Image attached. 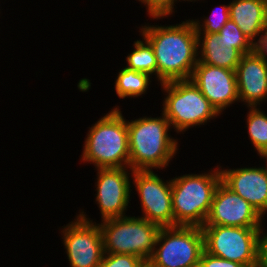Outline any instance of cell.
Returning <instances> with one entry per match:
<instances>
[{
  "label": "cell",
  "mask_w": 267,
  "mask_h": 267,
  "mask_svg": "<svg viewBox=\"0 0 267 267\" xmlns=\"http://www.w3.org/2000/svg\"><path fill=\"white\" fill-rule=\"evenodd\" d=\"M239 103L246 107H261L267 101V62L254 51L243 55L237 68Z\"/></svg>",
  "instance_id": "9a60e30c"
},
{
  "label": "cell",
  "mask_w": 267,
  "mask_h": 267,
  "mask_svg": "<svg viewBox=\"0 0 267 267\" xmlns=\"http://www.w3.org/2000/svg\"><path fill=\"white\" fill-rule=\"evenodd\" d=\"M182 1H187V2H198V1H200V0H176V2H182ZM201 2H202V0H201Z\"/></svg>",
  "instance_id": "f1b7e54d"
},
{
  "label": "cell",
  "mask_w": 267,
  "mask_h": 267,
  "mask_svg": "<svg viewBox=\"0 0 267 267\" xmlns=\"http://www.w3.org/2000/svg\"><path fill=\"white\" fill-rule=\"evenodd\" d=\"M198 61L236 71L243 56L237 42H228L214 33H197Z\"/></svg>",
  "instance_id": "2e32d148"
},
{
  "label": "cell",
  "mask_w": 267,
  "mask_h": 267,
  "mask_svg": "<svg viewBox=\"0 0 267 267\" xmlns=\"http://www.w3.org/2000/svg\"><path fill=\"white\" fill-rule=\"evenodd\" d=\"M181 22L165 26L145 22L138 27V32L153 48L158 84L189 80L198 63V37L194 24L190 19Z\"/></svg>",
  "instance_id": "6da1fadb"
},
{
  "label": "cell",
  "mask_w": 267,
  "mask_h": 267,
  "mask_svg": "<svg viewBox=\"0 0 267 267\" xmlns=\"http://www.w3.org/2000/svg\"><path fill=\"white\" fill-rule=\"evenodd\" d=\"M160 115L127 119L129 168L133 171L155 169L158 172L169 167L177 155L178 138L170 135L173 130L170 122L163 113Z\"/></svg>",
  "instance_id": "7a4b0ae2"
},
{
  "label": "cell",
  "mask_w": 267,
  "mask_h": 267,
  "mask_svg": "<svg viewBox=\"0 0 267 267\" xmlns=\"http://www.w3.org/2000/svg\"><path fill=\"white\" fill-rule=\"evenodd\" d=\"M114 89L120 99L139 98L147 94L152 85V77L146 73L137 72L127 67H122L115 78Z\"/></svg>",
  "instance_id": "ac0fdd59"
},
{
  "label": "cell",
  "mask_w": 267,
  "mask_h": 267,
  "mask_svg": "<svg viewBox=\"0 0 267 267\" xmlns=\"http://www.w3.org/2000/svg\"><path fill=\"white\" fill-rule=\"evenodd\" d=\"M198 267H245L240 263H236L230 260H226L220 257L213 256L203 251Z\"/></svg>",
  "instance_id": "d4e9b609"
},
{
  "label": "cell",
  "mask_w": 267,
  "mask_h": 267,
  "mask_svg": "<svg viewBox=\"0 0 267 267\" xmlns=\"http://www.w3.org/2000/svg\"><path fill=\"white\" fill-rule=\"evenodd\" d=\"M160 86L164 93L160 111L177 134L207 125L220 115L190 79L164 82Z\"/></svg>",
  "instance_id": "5b68a950"
},
{
  "label": "cell",
  "mask_w": 267,
  "mask_h": 267,
  "mask_svg": "<svg viewBox=\"0 0 267 267\" xmlns=\"http://www.w3.org/2000/svg\"><path fill=\"white\" fill-rule=\"evenodd\" d=\"M264 221L266 222L265 218L249 202L221 181L215 190L210 212L204 225L263 227Z\"/></svg>",
  "instance_id": "7c38bea8"
},
{
  "label": "cell",
  "mask_w": 267,
  "mask_h": 267,
  "mask_svg": "<svg viewBox=\"0 0 267 267\" xmlns=\"http://www.w3.org/2000/svg\"><path fill=\"white\" fill-rule=\"evenodd\" d=\"M104 253L136 255L146 263L153 254L161 229L139 216H123L101 221Z\"/></svg>",
  "instance_id": "8992f818"
},
{
  "label": "cell",
  "mask_w": 267,
  "mask_h": 267,
  "mask_svg": "<svg viewBox=\"0 0 267 267\" xmlns=\"http://www.w3.org/2000/svg\"><path fill=\"white\" fill-rule=\"evenodd\" d=\"M246 127L249 141L259 155L267 149V114L260 107H247Z\"/></svg>",
  "instance_id": "ffe728a7"
},
{
  "label": "cell",
  "mask_w": 267,
  "mask_h": 267,
  "mask_svg": "<svg viewBox=\"0 0 267 267\" xmlns=\"http://www.w3.org/2000/svg\"><path fill=\"white\" fill-rule=\"evenodd\" d=\"M264 32L267 34V23H266V25H265V30H264Z\"/></svg>",
  "instance_id": "f546056e"
},
{
  "label": "cell",
  "mask_w": 267,
  "mask_h": 267,
  "mask_svg": "<svg viewBox=\"0 0 267 267\" xmlns=\"http://www.w3.org/2000/svg\"><path fill=\"white\" fill-rule=\"evenodd\" d=\"M83 210L59 233L70 267H99L104 255L101 230Z\"/></svg>",
  "instance_id": "9c48e42d"
},
{
  "label": "cell",
  "mask_w": 267,
  "mask_h": 267,
  "mask_svg": "<svg viewBox=\"0 0 267 267\" xmlns=\"http://www.w3.org/2000/svg\"><path fill=\"white\" fill-rule=\"evenodd\" d=\"M190 80L199 88L210 104L221 115L226 108L239 102L236 72L199 62Z\"/></svg>",
  "instance_id": "4fadbf2b"
},
{
  "label": "cell",
  "mask_w": 267,
  "mask_h": 267,
  "mask_svg": "<svg viewBox=\"0 0 267 267\" xmlns=\"http://www.w3.org/2000/svg\"><path fill=\"white\" fill-rule=\"evenodd\" d=\"M221 181L219 165L204 173H189L171 178L174 226L202 227Z\"/></svg>",
  "instance_id": "277c9868"
},
{
  "label": "cell",
  "mask_w": 267,
  "mask_h": 267,
  "mask_svg": "<svg viewBox=\"0 0 267 267\" xmlns=\"http://www.w3.org/2000/svg\"><path fill=\"white\" fill-rule=\"evenodd\" d=\"M154 170L133 171L132 186L140 199L139 217L161 227L174 226L171 179L164 180Z\"/></svg>",
  "instance_id": "30bf717a"
},
{
  "label": "cell",
  "mask_w": 267,
  "mask_h": 267,
  "mask_svg": "<svg viewBox=\"0 0 267 267\" xmlns=\"http://www.w3.org/2000/svg\"><path fill=\"white\" fill-rule=\"evenodd\" d=\"M222 182L249 202L264 218L267 217V172L263 166L224 169L220 164Z\"/></svg>",
  "instance_id": "5bb4252c"
},
{
  "label": "cell",
  "mask_w": 267,
  "mask_h": 267,
  "mask_svg": "<svg viewBox=\"0 0 267 267\" xmlns=\"http://www.w3.org/2000/svg\"><path fill=\"white\" fill-rule=\"evenodd\" d=\"M218 35L228 42H237V49L243 55L253 52V43L246 38L241 29L231 19L227 21Z\"/></svg>",
  "instance_id": "7402d4cb"
},
{
  "label": "cell",
  "mask_w": 267,
  "mask_h": 267,
  "mask_svg": "<svg viewBox=\"0 0 267 267\" xmlns=\"http://www.w3.org/2000/svg\"><path fill=\"white\" fill-rule=\"evenodd\" d=\"M262 227L259 236L258 265L257 267H267V229ZM266 232H265V231Z\"/></svg>",
  "instance_id": "484cf974"
},
{
  "label": "cell",
  "mask_w": 267,
  "mask_h": 267,
  "mask_svg": "<svg viewBox=\"0 0 267 267\" xmlns=\"http://www.w3.org/2000/svg\"><path fill=\"white\" fill-rule=\"evenodd\" d=\"M261 159L263 158V161H265L266 166L263 165V167L265 168L266 172H267V149L263 150L259 155H258Z\"/></svg>",
  "instance_id": "83f0119b"
},
{
  "label": "cell",
  "mask_w": 267,
  "mask_h": 267,
  "mask_svg": "<svg viewBox=\"0 0 267 267\" xmlns=\"http://www.w3.org/2000/svg\"><path fill=\"white\" fill-rule=\"evenodd\" d=\"M222 5V6H221ZM221 6V7H219ZM219 8V9H216ZM201 20L190 19L194 24L195 30L197 33H214L218 34L219 31L223 28V26L230 19V8L229 3L227 5L220 4L217 7L212 9L210 16L205 17L202 16Z\"/></svg>",
  "instance_id": "44dd1931"
},
{
  "label": "cell",
  "mask_w": 267,
  "mask_h": 267,
  "mask_svg": "<svg viewBox=\"0 0 267 267\" xmlns=\"http://www.w3.org/2000/svg\"><path fill=\"white\" fill-rule=\"evenodd\" d=\"M147 263L136 255L104 253L99 267H144Z\"/></svg>",
  "instance_id": "cb8c5ba5"
},
{
  "label": "cell",
  "mask_w": 267,
  "mask_h": 267,
  "mask_svg": "<svg viewBox=\"0 0 267 267\" xmlns=\"http://www.w3.org/2000/svg\"><path fill=\"white\" fill-rule=\"evenodd\" d=\"M95 180V203L101 221L127 216L131 201L132 174L130 168H99Z\"/></svg>",
  "instance_id": "8fae6325"
},
{
  "label": "cell",
  "mask_w": 267,
  "mask_h": 267,
  "mask_svg": "<svg viewBox=\"0 0 267 267\" xmlns=\"http://www.w3.org/2000/svg\"><path fill=\"white\" fill-rule=\"evenodd\" d=\"M142 40H136L133 44V51L126 57V66L137 72H142L154 76L157 80V61L150 43L143 37Z\"/></svg>",
  "instance_id": "d6986e66"
},
{
  "label": "cell",
  "mask_w": 267,
  "mask_h": 267,
  "mask_svg": "<svg viewBox=\"0 0 267 267\" xmlns=\"http://www.w3.org/2000/svg\"><path fill=\"white\" fill-rule=\"evenodd\" d=\"M230 19L253 44L264 33L267 23V0H232Z\"/></svg>",
  "instance_id": "e0dca14e"
},
{
  "label": "cell",
  "mask_w": 267,
  "mask_h": 267,
  "mask_svg": "<svg viewBox=\"0 0 267 267\" xmlns=\"http://www.w3.org/2000/svg\"><path fill=\"white\" fill-rule=\"evenodd\" d=\"M201 228L206 252L245 267H257L262 227L203 225Z\"/></svg>",
  "instance_id": "ba28073f"
},
{
  "label": "cell",
  "mask_w": 267,
  "mask_h": 267,
  "mask_svg": "<svg viewBox=\"0 0 267 267\" xmlns=\"http://www.w3.org/2000/svg\"><path fill=\"white\" fill-rule=\"evenodd\" d=\"M112 108L89 127L84 140L80 161L95 169L129 168L127 120L120 106Z\"/></svg>",
  "instance_id": "3957f363"
},
{
  "label": "cell",
  "mask_w": 267,
  "mask_h": 267,
  "mask_svg": "<svg viewBox=\"0 0 267 267\" xmlns=\"http://www.w3.org/2000/svg\"><path fill=\"white\" fill-rule=\"evenodd\" d=\"M141 5L144 4L146 8V14L148 17H151L153 20L158 21V19H163L165 17L174 16L175 11L174 7L177 4L176 0H138Z\"/></svg>",
  "instance_id": "603a6c76"
},
{
  "label": "cell",
  "mask_w": 267,
  "mask_h": 267,
  "mask_svg": "<svg viewBox=\"0 0 267 267\" xmlns=\"http://www.w3.org/2000/svg\"><path fill=\"white\" fill-rule=\"evenodd\" d=\"M204 235L199 226L161 227L149 267H198L204 251Z\"/></svg>",
  "instance_id": "52a82bcc"
},
{
  "label": "cell",
  "mask_w": 267,
  "mask_h": 267,
  "mask_svg": "<svg viewBox=\"0 0 267 267\" xmlns=\"http://www.w3.org/2000/svg\"><path fill=\"white\" fill-rule=\"evenodd\" d=\"M253 51L267 62V34L265 32L253 44Z\"/></svg>",
  "instance_id": "4316f807"
}]
</instances>
